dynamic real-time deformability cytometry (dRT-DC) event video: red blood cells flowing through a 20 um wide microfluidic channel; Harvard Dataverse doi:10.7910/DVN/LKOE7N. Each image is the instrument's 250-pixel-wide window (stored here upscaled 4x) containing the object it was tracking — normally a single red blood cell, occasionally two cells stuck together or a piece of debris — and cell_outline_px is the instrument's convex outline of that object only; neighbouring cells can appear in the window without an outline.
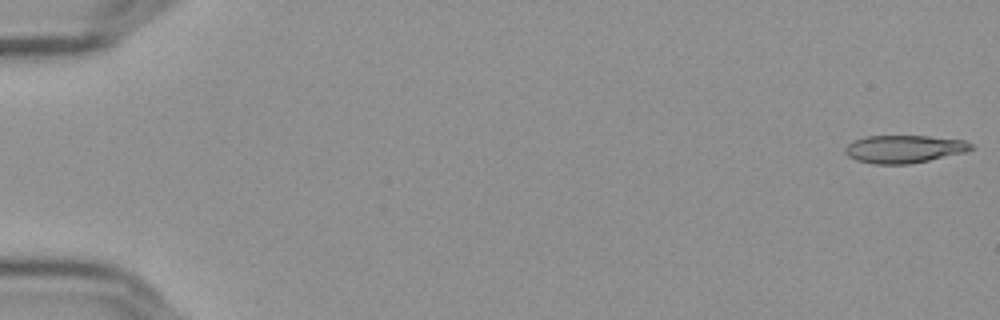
{"species": "Egyptian fruit bat (a non-hibernating species)", "species_latin": "Rousettus aegyptiacus", "temperature_condition": "cold", "stored_images_in_passage": 15, "camera_frame_rate_fps": 3000, "um_per_image_px": 0.085, "frame": {"image": 1, "passage_image": 1, "time_ms": 0.0, "image_size_px": [1000, 320], "cell_outline_px": [[976, 148], [964, 152], [928, 160], [908, 164], [876, 164], [856, 160], [848, 156], [844, 152], [844, 148], [852, 140], [864, 136], [928, 136], [964, 140], [972, 144]], "centroid_in_image_um": [76.82, 12.66], "position_along_channel_um": 8.2, "area_um2": 20.4}}
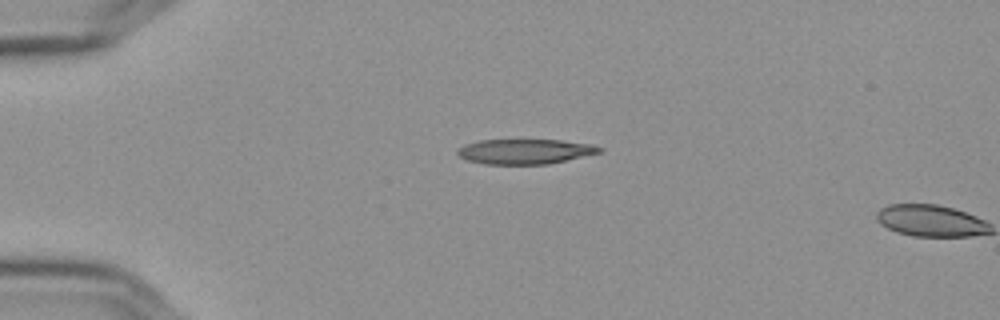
{"frame": {"image": 2, "passage_image": 14, "time_ms": 4.333, "image_size_px": [1000, 320], "cell_outline_px": [[604, 148], [600, 152], [548, 164], [484, 164], [468, 160], [460, 156], [456, 152], [464, 144], [480, 140], [560, 140], [588, 144]], "centroid_in_image_um": [44.59, 12.87], "position_along_channel_um": 40.4, "area_um2": 20.35}}